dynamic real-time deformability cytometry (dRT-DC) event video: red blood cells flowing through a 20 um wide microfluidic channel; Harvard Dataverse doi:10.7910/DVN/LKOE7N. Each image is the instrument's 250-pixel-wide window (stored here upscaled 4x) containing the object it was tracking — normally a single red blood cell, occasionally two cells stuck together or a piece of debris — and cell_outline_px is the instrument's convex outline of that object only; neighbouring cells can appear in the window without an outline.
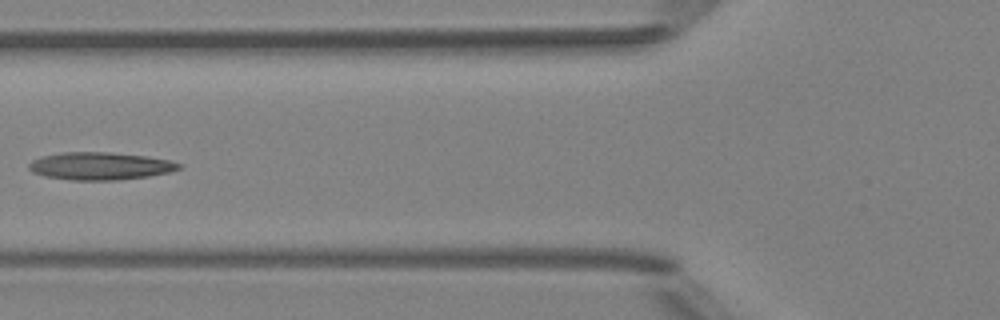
{"species": "Egyptian fruit bat (a non-hibernating species)", "species_latin": "Rousettus aegyptiacus", "temperature_condition": "room temperature", "stored_images_in_passage": 6, "camera_frame_rate_fps": 3000, "um_per_image_px": 0.085, "animal": {"sex": "female"}, "frame": {"image": 1, "passage_image": 5, "time_ms": 4.667, "image_size_px": [1000, 320], "cell_outline_px": [[184, 164], [180, 168], [172, 172], [148, 176], [116, 180], [72, 180], [44, 176], [32, 172], [28, 168], [28, 164], [32, 160], [40, 156], [60, 152], [112, 152], [144, 156], [172, 160]], "centroid_in_image_um": [8.52, 14.1], "position_along_channel_um": 117.3, "area_um2": 24.39}}
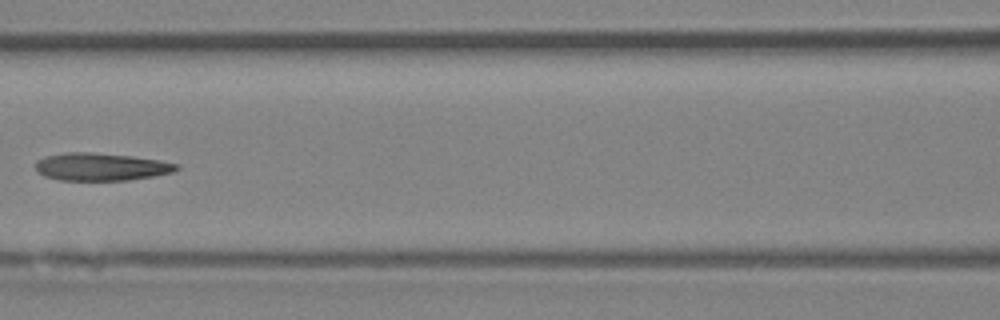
{"frame": {"image": 2, "passage_image": 6, "time_ms": 5.667, "image_size_px": [1000, 320], "cell_outline_px": [[180, 168], [172, 172], [152, 176], [128, 180], [60, 180], [44, 176], [36, 172], [36, 160], [48, 156], [68, 152], [88, 152], [132, 156], [160, 160], [180, 164]], "centroid_in_image_um": [8.59, 14.18], "position_along_channel_um": 158.0, "area_um2": 22.66}}